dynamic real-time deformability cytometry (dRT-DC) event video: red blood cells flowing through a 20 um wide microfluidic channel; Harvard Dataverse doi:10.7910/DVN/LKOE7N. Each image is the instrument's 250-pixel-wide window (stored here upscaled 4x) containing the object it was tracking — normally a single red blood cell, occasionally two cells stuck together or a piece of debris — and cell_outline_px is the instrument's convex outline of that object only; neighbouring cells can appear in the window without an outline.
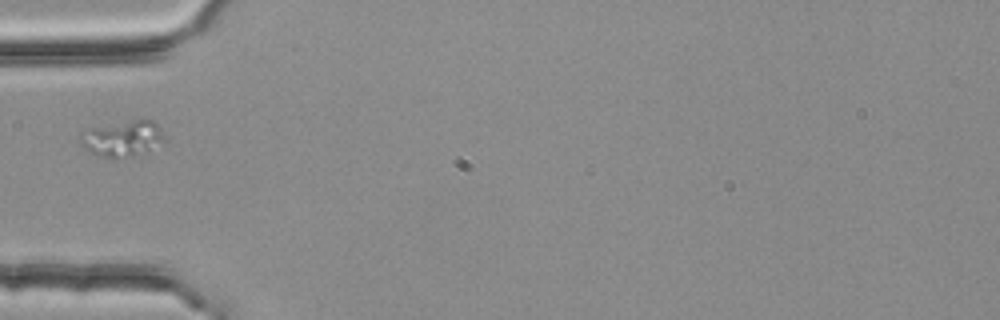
{"species": "common noctule bat (a hibernating species)", "species_latin": "Nyctalus noctula", "temperature_condition": "room temperature", "stored_images_in_passage": 1, "camera_frame_rate_fps": 3000, "um_per_image_px": 0.085, "animal": {"sex": "female", "body_mass_g": 25.1}, "frame": {"image": 1, "passage_image": 1, "time_ms": 0.0, "image_size_px": [1000, 320], "cell_outline_px": [[164, 140], [148, 152], [112, 160], [88, 152], [80, 144], [80, 136], [88, 128], [132, 120], [152, 120], [156, 124]], "centroid_in_image_um": [10.35, 11.81], "position_along_channel_um": 74.7, "area_um2": 17.51}}